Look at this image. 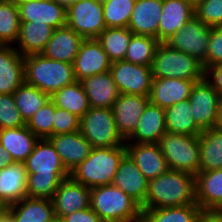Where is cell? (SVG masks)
Masks as SVG:
<instances>
[{"instance_id":"f546056e","label":"cell","mask_w":222,"mask_h":222,"mask_svg":"<svg viewBox=\"0 0 222 222\" xmlns=\"http://www.w3.org/2000/svg\"><path fill=\"white\" fill-rule=\"evenodd\" d=\"M27 171L24 163L14 162L0 169V199L10 206L26 195Z\"/></svg>"},{"instance_id":"4dcf8cb0","label":"cell","mask_w":222,"mask_h":222,"mask_svg":"<svg viewBox=\"0 0 222 222\" xmlns=\"http://www.w3.org/2000/svg\"><path fill=\"white\" fill-rule=\"evenodd\" d=\"M38 140L39 138L26 125L0 130V144L17 163L26 161Z\"/></svg>"},{"instance_id":"cb8c5ba5","label":"cell","mask_w":222,"mask_h":222,"mask_svg":"<svg viewBox=\"0 0 222 222\" xmlns=\"http://www.w3.org/2000/svg\"><path fill=\"white\" fill-rule=\"evenodd\" d=\"M85 39L73 29L64 26L54 29L43 55L46 58L73 64Z\"/></svg>"},{"instance_id":"d6986e66","label":"cell","mask_w":222,"mask_h":222,"mask_svg":"<svg viewBox=\"0 0 222 222\" xmlns=\"http://www.w3.org/2000/svg\"><path fill=\"white\" fill-rule=\"evenodd\" d=\"M112 184L122 189L140 206L144 204L149 180L142 174L128 154L122 158Z\"/></svg>"},{"instance_id":"11a10c76","label":"cell","mask_w":222,"mask_h":222,"mask_svg":"<svg viewBox=\"0 0 222 222\" xmlns=\"http://www.w3.org/2000/svg\"><path fill=\"white\" fill-rule=\"evenodd\" d=\"M7 1H10V2L13 3L15 6H19L20 4L25 3V2H28V1H31V0H7Z\"/></svg>"},{"instance_id":"f35d334b","label":"cell","mask_w":222,"mask_h":222,"mask_svg":"<svg viewBox=\"0 0 222 222\" xmlns=\"http://www.w3.org/2000/svg\"><path fill=\"white\" fill-rule=\"evenodd\" d=\"M20 24L18 6L10 1L0 0V43L2 45H15Z\"/></svg>"},{"instance_id":"db71d44e","label":"cell","mask_w":222,"mask_h":222,"mask_svg":"<svg viewBox=\"0 0 222 222\" xmlns=\"http://www.w3.org/2000/svg\"><path fill=\"white\" fill-rule=\"evenodd\" d=\"M7 213V205L0 199V215Z\"/></svg>"},{"instance_id":"ab89813d","label":"cell","mask_w":222,"mask_h":222,"mask_svg":"<svg viewBox=\"0 0 222 222\" xmlns=\"http://www.w3.org/2000/svg\"><path fill=\"white\" fill-rule=\"evenodd\" d=\"M136 0H108L103 5L106 28H127Z\"/></svg>"},{"instance_id":"b9f144b4","label":"cell","mask_w":222,"mask_h":222,"mask_svg":"<svg viewBox=\"0 0 222 222\" xmlns=\"http://www.w3.org/2000/svg\"><path fill=\"white\" fill-rule=\"evenodd\" d=\"M55 104L49 100L26 123V126L39 138L52 136Z\"/></svg>"},{"instance_id":"9a60e30c","label":"cell","mask_w":222,"mask_h":222,"mask_svg":"<svg viewBox=\"0 0 222 222\" xmlns=\"http://www.w3.org/2000/svg\"><path fill=\"white\" fill-rule=\"evenodd\" d=\"M149 96L120 94L112 107L116 128L126 141L137 129Z\"/></svg>"},{"instance_id":"d590c367","label":"cell","mask_w":222,"mask_h":222,"mask_svg":"<svg viewBox=\"0 0 222 222\" xmlns=\"http://www.w3.org/2000/svg\"><path fill=\"white\" fill-rule=\"evenodd\" d=\"M13 97L15 105L26 123L50 100V95L25 82L13 93Z\"/></svg>"},{"instance_id":"ba28073f","label":"cell","mask_w":222,"mask_h":222,"mask_svg":"<svg viewBox=\"0 0 222 222\" xmlns=\"http://www.w3.org/2000/svg\"><path fill=\"white\" fill-rule=\"evenodd\" d=\"M66 26L84 39H97L106 28L103 5L97 0H79L67 7Z\"/></svg>"},{"instance_id":"4316f807","label":"cell","mask_w":222,"mask_h":222,"mask_svg":"<svg viewBox=\"0 0 222 222\" xmlns=\"http://www.w3.org/2000/svg\"><path fill=\"white\" fill-rule=\"evenodd\" d=\"M80 82L88 97L90 107L112 108L119 98L120 92L110 71L87 77Z\"/></svg>"},{"instance_id":"d6a6232c","label":"cell","mask_w":222,"mask_h":222,"mask_svg":"<svg viewBox=\"0 0 222 222\" xmlns=\"http://www.w3.org/2000/svg\"><path fill=\"white\" fill-rule=\"evenodd\" d=\"M200 166L199 171L222 168V130L209 128L199 135Z\"/></svg>"},{"instance_id":"8d00e7d4","label":"cell","mask_w":222,"mask_h":222,"mask_svg":"<svg viewBox=\"0 0 222 222\" xmlns=\"http://www.w3.org/2000/svg\"><path fill=\"white\" fill-rule=\"evenodd\" d=\"M132 35L128 28H105L97 40L113 63L124 60Z\"/></svg>"},{"instance_id":"30bf717a","label":"cell","mask_w":222,"mask_h":222,"mask_svg":"<svg viewBox=\"0 0 222 222\" xmlns=\"http://www.w3.org/2000/svg\"><path fill=\"white\" fill-rule=\"evenodd\" d=\"M110 72L120 94L149 96L153 81L151 67L121 60L111 64Z\"/></svg>"},{"instance_id":"60d3db41","label":"cell","mask_w":222,"mask_h":222,"mask_svg":"<svg viewBox=\"0 0 222 222\" xmlns=\"http://www.w3.org/2000/svg\"><path fill=\"white\" fill-rule=\"evenodd\" d=\"M69 176L27 175L26 195L52 199L60 183Z\"/></svg>"},{"instance_id":"8992f818","label":"cell","mask_w":222,"mask_h":222,"mask_svg":"<svg viewBox=\"0 0 222 222\" xmlns=\"http://www.w3.org/2000/svg\"><path fill=\"white\" fill-rule=\"evenodd\" d=\"M170 170L196 175L200 166L199 136L166 132L158 142Z\"/></svg>"},{"instance_id":"ac0fdd59","label":"cell","mask_w":222,"mask_h":222,"mask_svg":"<svg viewBox=\"0 0 222 222\" xmlns=\"http://www.w3.org/2000/svg\"><path fill=\"white\" fill-rule=\"evenodd\" d=\"M58 152L65 168L71 172L91 153L93 147L80 131L58 134L48 138Z\"/></svg>"},{"instance_id":"681fc988","label":"cell","mask_w":222,"mask_h":222,"mask_svg":"<svg viewBox=\"0 0 222 222\" xmlns=\"http://www.w3.org/2000/svg\"><path fill=\"white\" fill-rule=\"evenodd\" d=\"M199 222H222L221 210H206L203 211Z\"/></svg>"},{"instance_id":"5bb4252c","label":"cell","mask_w":222,"mask_h":222,"mask_svg":"<svg viewBox=\"0 0 222 222\" xmlns=\"http://www.w3.org/2000/svg\"><path fill=\"white\" fill-rule=\"evenodd\" d=\"M27 175L70 176L48 138L39 139L24 162Z\"/></svg>"},{"instance_id":"f1b7e54d","label":"cell","mask_w":222,"mask_h":222,"mask_svg":"<svg viewBox=\"0 0 222 222\" xmlns=\"http://www.w3.org/2000/svg\"><path fill=\"white\" fill-rule=\"evenodd\" d=\"M53 31L54 28L43 22H21L18 40L14 48L23 57L42 54Z\"/></svg>"},{"instance_id":"7dc6e473","label":"cell","mask_w":222,"mask_h":222,"mask_svg":"<svg viewBox=\"0 0 222 222\" xmlns=\"http://www.w3.org/2000/svg\"><path fill=\"white\" fill-rule=\"evenodd\" d=\"M63 222H103L91 207L64 216Z\"/></svg>"},{"instance_id":"91938a15","label":"cell","mask_w":222,"mask_h":222,"mask_svg":"<svg viewBox=\"0 0 222 222\" xmlns=\"http://www.w3.org/2000/svg\"><path fill=\"white\" fill-rule=\"evenodd\" d=\"M52 222H63L61 219L55 218Z\"/></svg>"},{"instance_id":"8fae6325","label":"cell","mask_w":222,"mask_h":222,"mask_svg":"<svg viewBox=\"0 0 222 222\" xmlns=\"http://www.w3.org/2000/svg\"><path fill=\"white\" fill-rule=\"evenodd\" d=\"M221 99L222 96L206 78L193 86L188 100L194 120L202 130L215 127Z\"/></svg>"},{"instance_id":"484cf974","label":"cell","mask_w":222,"mask_h":222,"mask_svg":"<svg viewBox=\"0 0 222 222\" xmlns=\"http://www.w3.org/2000/svg\"><path fill=\"white\" fill-rule=\"evenodd\" d=\"M196 203L203 210L222 208V168L195 175Z\"/></svg>"},{"instance_id":"52a82bcc","label":"cell","mask_w":222,"mask_h":222,"mask_svg":"<svg viewBox=\"0 0 222 222\" xmlns=\"http://www.w3.org/2000/svg\"><path fill=\"white\" fill-rule=\"evenodd\" d=\"M80 132L93 148L125 145L116 128L112 108H93L80 119Z\"/></svg>"},{"instance_id":"d4e9b609","label":"cell","mask_w":222,"mask_h":222,"mask_svg":"<svg viewBox=\"0 0 222 222\" xmlns=\"http://www.w3.org/2000/svg\"><path fill=\"white\" fill-rule=\"evenodd\" d=\"M166 132L165 109L149 102L140 117L137 129L125 143H158Z\"/></svg>"},{"instance_id":"816d5d0a","label":"cell","mask_w":222,"mask_h":222,"mask_svg":"<svg viewBox=\"0 0 222 222\" xmlns=\"http://www.w3.org/2000/svg\"><path fill=\"white\" fill-rule=\"evenodd\" d=\"M215 128L222 130V99L219 104L218 118H217V123L215 125Z\"/></svg>"},{"instance_id":"f907efd6","label":"cell","mask_w":222,"mask_h":222,"mask_svg":"<svg viewBox=\"0 0 222 222\" xmlns=\"http://www.w3.org/2000/svg\"><path fill=\"white\" fill-rule=\"evenodd\" d=\"M14 161L11 158V155L4 147L0 144V169L7 167L8 165L13 164Z\"/></svg>"},{"instance_id":"603a6c76","label":"cell","mask_w":222,"mask_h":222,"mask_svg":"<svg viewBox=\"0 0 222 222\" xmlns=\"http://www.w3.org/2000/svg\"><path fill=\"white\" fill-rule=\"evenodd\" d=\"M162 6L163 0H136L127 28L133 34L158 39Z\"/></svg>"},{"instance_id":"1f68e13d","label":"cell","mask_w":222,"mask_h":222,"mask_svg":"<svg viewBox=\"0 0 222 222\" xmlns=\"http://www.w3.org/2000/svg\"><path fill=\"white\" fill-rule=\"evenodd\" d=\"M189 100H183L165 109V125L169 133L199 136L203 130L196 124Z\"/></svg>"},{"instance_id":"ffe728a7","label":"cell","mask_w":222,"mask_h":222,"mask_svg":"<svg viewBox=\"0 0 222 222\" xmlns=\"http://www.w3.org/2000/svg\"><path fill=\"white\" fill-rule=\"evenodd\" d=\"M195 83V81L177 78L153 79L149 101L166 109L180 101L188 100Z\"/></svg>"},{"instance_id":"74e56055","label":"cell","mask_w":222,"mask_h":222,"mask_svg":"<svg viewBox=\"0 0 222 222\" xmlns=\"http://www.w3.org/2000/svg\"><path fill=\"white\" fill-rule=\"evenodd\" d=\"M159 44V40L154 37L133 34L124 60L136 65L151 67Z\"/></svg>"},{"instance_id":"7c38bea8","label":"cell","mask_w":222,"mask_h":222,"mask_svg":"<svg viewBox=\"0 0 222 222\" xmlns=\"http://www.w3.org/2000/svg\"><path fill=\"white\" fill-rule=\"evenodd\" d=\"M112 62L97 39H85L75 57L73 67L76 81L110 71Z\"/></svg>"},{"instance_id":"7402d4cb","label":"cell","mask_w":222,"mask_h":222,"mask_svg":"<svg viewBox=\"0 0 222 222\" xmlns=\"http://www.w3.org/2000/svg\"><path fill=\"white\" fill-rule=\"evenodd\" d=\"M23 58L14 45L0 46V94H13L25 82Z\"/></svg>"},{"instance_id":"2e32d148","label":"cell","mask_w":222,"mask_h":222,"mask_svg":"<svg viewBox=\"0 0 222 222\" xmlns=\"http://www.w3.org/2000/svg\"><path fill=\"white\" fill-rule=\"evenodd\" d=\"M125 146L127 154L149 181L170 170L158 143H125Z\"/></svg>"},{"instance_id":"ee69618b","label":"cell","mask_w":222,"mask_h":222,"mask_svg":"<svg viewBox=\"0 0 222 222\" xmlns=\"http://www.w3.org/2000/svg\"><path fill=\"white\" fill-rule=\"evenodd\" d=\"M194 16L210 27L222 26V0H200Z\"/></svg>"},{"instance_id":"f6af8a7d","label":"cell","mask_w":222,"mask_h":222,"mask_svg":"<svg viewBox=\"0 0 222 222\" xmlns=\"http://www.w3.org/2000/svg\"><path fill=\"white\" fill-rule=\"evenodd\" d=\"M80 131V118L55 105L52 136Z\"/></svg>"},{"instance_id":"e0dca14e","label":"cell","mask_w":222,"mask_h":222,"mask_svg":"<svg viewBox=\"0 0 222 222\" xmlns=\"http://www.w3.org/2000/svg\"><path fill=\"white\" fill-rule=\"evenodd\" d=\"M18 9L20 22H43L54 29L66 26L67 8L55 0H31Z\"/></svg>"},{"instance_id":"9c48e42d","label":"cell","mask_w":222,"mask_h":222,"mask_svg":"<svg viewBox=\"0 0 222 222\" xmlns=\"http://www.w3.org/2000/svg\"><path fill=\"white\" fill-rule=\"evenodd\" d=\"M211 27L193 16L165 43L172 49L184 52L203 64L206 71V56Z\"/></svg>"},{"instance_id":"f5cc1de1","label":"cell","mask_w":222,"mask_h":222,"mask_svg":"<svg viewBox=\"0 0 222 222\" xmlns=\"http://www.w3.org/2000/svg\"><path fill=\"white\" fill-rule=\"evenodd\" d=\"M55 1L61 5H64L67 8L68 6H70L73 3L78 2L79 0H55Z\"/></svg>"},{"instance_id":"836d02e7","label":"cell","mask_w":222,"mask_h":222,"mask_svg":"<svg viewBox=\"0 0 222 222\" xmlns=\"http://www.w3.org/2000/svg\"><path fill=\"white\" fill-rule=\"evenodd\" d=\"M50 100L58 108L65 109L80 119L90 109L88 97L79 81H75L54 92Z\"/></svg>"},{"instance_id":"9f6ffc18","label":"cell","mask_w":222,"mask_h":222,"mask_svg":"<svg viewBox=\"0 0 222 222\" xmlns=\"http://www.w3.org/2000/svg\"><path fill=\"white\" fill-rule=\"evenodd\" d=\"M0 222H13L10 216L6 213L4 216L0 217Z\"/></svg>"},{"instance_id":"680465c9","label":"cell","mask_w":222,"mask_h":222,"mask_svg":"<svg viewBox=\"0 0 222 222\" xmlns=\"http://www.w3.org/2000/svg\"><path fill=\"white\" fill-rule=\"evenodd\" d=\"M99 3L104 4L106 3L108 0H97Z\"/></svg>"},{"instance_id":"4fadbf2b","label":"cell","mask_w":222,"mask_h":222,"mask_svg":"<svg viewBox=\"0 0 222 222\" xmlns=\"http://www.w3.org/2000/svg\"><path fill=\"white\" fill-rule=\"evenodd\" d=\"M57 219L90 207V188L71 176L64 179L51 199Z\"/></svg>"},{"instance_id":"277c9868","label":"cell","mask_w":222,"mask_h":222,"mask_svg":"<svg viewBox=\"0 0 222 222\" xmlns=\"http://www.w3.org/2000/svg\"><path fill=\"white\" fill-rule=\"evenodd\" d=\"M25 83L52 95L76 81L73 64L33 54L23 58Z\"/></svg>"},{"instance_id":"c3c4849f","label":"cell","mask_w":222,"mask_h":222,"mask_svg":"<svg viewBox=\"0 0 222 222\" xmlns=\"http://www.w3.org/2000/svg\"><path fill=\"white\" fill-rule=\"evenodd\" d=\"M205 78L222 96V62L209 67Z\"/></svg>"},{"instance_id":"e575fe53","label":"cell","mask_w":222,"mask_h":222,"mask_svg":"<svg viewBox=\"0 0 222 222\" xmlns=\"http://www.w3.org/2000/svg\"><path fill=\"white\" fill-rule=\"evenodd\" d=\"M202 212L198 204L142 209L141 222H199Z\"/></svg>"},{"instance_id":"83f0119b","label":"cell","mask_w":222,"mask_h":222,"mask_svg":"<svg viewBox=\"0 0 222 222\" xmlns=\"http://www.w3.org/2000/svg\"><path fill=\"white\" fill-rule=\"evenodd\" d=\"M13 222H52L55 217L51 199L24 197L20 202L7 206Z\"/></svg>"},{"instance_id":"7bdbcfd3","label":"cell","mask_w":222,"mask_h":222,"mask_svg":"<svg viewBox=\"0 0 222 222\" xmlns=\"http://www.w3.org/2000/svg\"><path fill=\"white\" fill-rule=\"evenodd\" d=\"M13 94H0V130L25 126Z\"/></svg>"},{"instance_id":"5b68a950","label":"cell","mask_w":222,"mask_h":222,"mask_svg":"<svg viewBox=\"0 0 222 222\" xmlns=\"http://www.w3.org/2000/svg\"><path fill=\"white\" fill-rule=\"evenodd\" d=\"M153 79L177 78L196 83L205 79L203 64L188 54L160 43L151 64Z\"/></svg>"},{"instance_id":"6f0895ef","label":"cell","mask_w":222,"mask_h":222,"mask_svg":"<svg viewBox=\"0 0 222 222\" xmlns=\"http://www.w3.org/2000/svg\"><path fill=\"white\" fill-rule=\"evenodd\" d=\"M187 2H190L193 6H195L200 0H185Z\"/></svg>"},{"instance_id":"3957f363","label":"cell","mask_w":222,"mask_h":222,"mask_svg":"<svg viewBox=\"0 0 222 222\" xmlns=\"http://www.w3.org/2000/svg\"><path fill=\"white\" fill-rule=\"evenodd\" d=\"M90 207L103 222H141V206L113 184L91 188Z\"/></svg>"},{"instance_id":"7a4b0ae2","label":"cell","mask_w":222,"mask_h":222,"mask_svg":"<svg viewBox=\"0 0 222 222\" xmlns=\"http://www.w3.org/2000/svg\"><path fill=\"white\" fill-rule=\"evenodd\" d=\"M126 154L125 145L93 148L89 156L70 172V176L90 189L110 185Z\"/></svg>"},{"instance_id":"bcb514c9","label":"cell","mask_w":222,"mask_h":222,"mask_svg":"<svg viewBox=\"0 0 222 222\" xmlns=\"http://www.w3.org/2000/svg\"><path fill=\"white\" fill-rule=\"evenodd\" d=\"M222 62V26L211 27L206 56V70Z\"/></svg>"},{"instance_id":"44dd1931","label":"cell","mask_w":222,"mask_h":222,"mask_svg":"<svg viewBox=\"0 0 222 222\" xmlns=\"http://www.w3.org/2000/svg\"><path fill=\"white\" fill-rule=\"evenodd\" d=\"M194 16V6L185 0H163L158 40L165 43Z\"/></svg>"},{"instance_id":"6da1fadb","label":"cell","mask_w":222,"mask_h":222,"mask_svg":"<svg viewBox=\"0 0 222 222\" xmlns=\"http://www.w3.org/2000/svg\"><path fill=\"white\" fill-rule=\"evenodd\" d=\"M196 203L195 176L177 170L149 181L148 192L141 209L179 207Z\"/></svg>"}]
</instances>
